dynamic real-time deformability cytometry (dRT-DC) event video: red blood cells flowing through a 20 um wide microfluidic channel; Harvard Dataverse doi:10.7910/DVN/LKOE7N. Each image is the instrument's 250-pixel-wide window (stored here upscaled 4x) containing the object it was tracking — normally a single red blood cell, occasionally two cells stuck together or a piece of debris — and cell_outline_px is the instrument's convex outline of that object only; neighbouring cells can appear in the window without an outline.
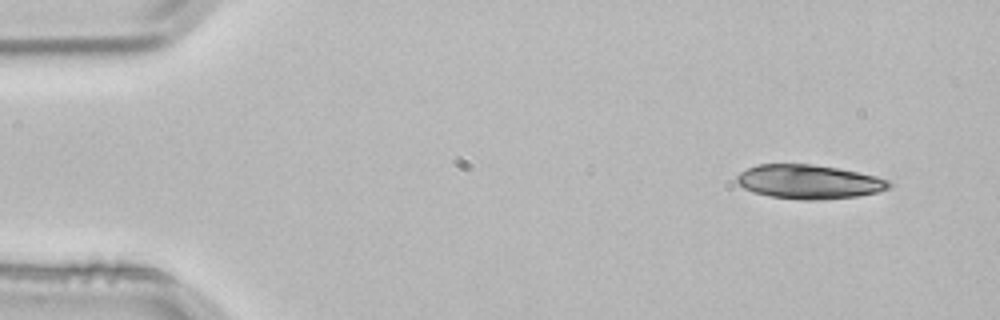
{"species": "common noctule bat (a hibernating species)", "species_latin": "Nyctalus noctula", "temperature_condition": "room temperature", "stored_images_in_passage": 3, "camera_frame_rate_fps": 3000, "um_per_image_px": 0.085, "animal": {"sex": "male", "body_mass_g": 21.5, "forearm_length_mm": 52.0}, "frame": {"image": 1, "passage_image": 1, "time_ms": 0.0, "image_size_px": [1000, 320], "cell_outline_px": [[892, 184], [888, 188], [876, 192], [856, 196], [820, 200], [800, 200], [772, 196], [752, 192], [744, 188], [736, 180], [736, 176], [740, 172], [756, 164], [808, 164], [836, 168], [860, 172], [876, 176], [888, 180]], "centroid_in_image_um": [68.74, 15.45], "position_along_channel_um": 16.3, "area_um2": 30.06}}